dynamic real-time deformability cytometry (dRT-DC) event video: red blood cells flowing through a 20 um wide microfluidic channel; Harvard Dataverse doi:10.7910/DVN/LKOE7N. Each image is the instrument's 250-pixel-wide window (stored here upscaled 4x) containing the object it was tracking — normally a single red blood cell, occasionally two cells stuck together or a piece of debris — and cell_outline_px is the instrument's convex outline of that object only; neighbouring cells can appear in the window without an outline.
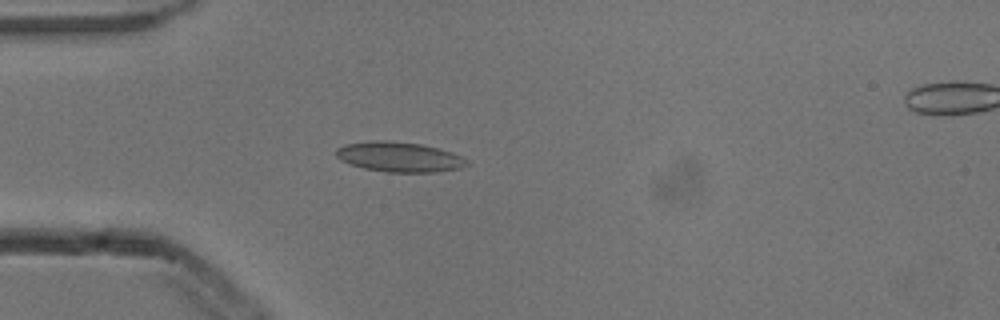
{"species": "common noctule bat (a hibernating species)", "species_latin": "Nyctalus noctula", "temperature_condition": "cold", "stored_images_in_passage": 4, "camera_frame_rate_fps": 3000, "um_per_image_px": 0.085, "animal": {"sex": "male", "body_mass_g": 13.3}, "frame": {"image": 1, "passage_image": 3, "time_ms": 0.667, "image_size_px": [1000, 320], "cell_outline_px": [[468, 164], [460, 168], [436, 172], [388, 172], [364, 168], [340, 160], [336, 156], [336, 148], [344, 144], [372, 140], [384, 140], [420, 144], [452, 152], [468, 160]], "centroid_in_image_um": [33.91, 13.33], "position_along_channel_um": 51.1, "area_um2": 22.72}}